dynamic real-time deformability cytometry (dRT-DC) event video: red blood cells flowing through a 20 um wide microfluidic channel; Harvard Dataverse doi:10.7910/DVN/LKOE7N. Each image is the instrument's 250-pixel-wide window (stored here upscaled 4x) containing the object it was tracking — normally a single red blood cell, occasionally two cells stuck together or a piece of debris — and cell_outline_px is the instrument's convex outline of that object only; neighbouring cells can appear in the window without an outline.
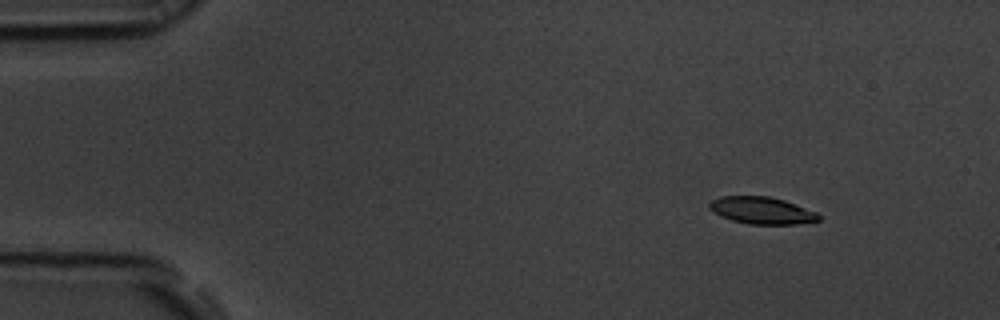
{"species": "common noctule bat (a hibernating species)", "species_latin": "Nyctalus noctula", "temperature_condition": "room temperature", "stored_images_in_passage": 48, "camera_frame_rate_fps": 3000, "um_per_image_px": 0.085, "animal": {"sex": "male", "body_mass_g": 19.5, "forearm_length_mm": 54.6}, "frame": {"image": 1, "passage_image": 1, "time_ms": 0.0, "image_size_px": [1000, 320], "cell_outline_px": [[820, 220], [784, 224], [760, 224], [736, 220], [724, 216], [712, 208], [712, 204], [728, 196], [764, 196], [780, 200], [792, 204], [820, 216]], "centroid_in_image_um": [64.81, 17.89], "position_along_channel_um": 20.2, "area_um2": 15.37}}
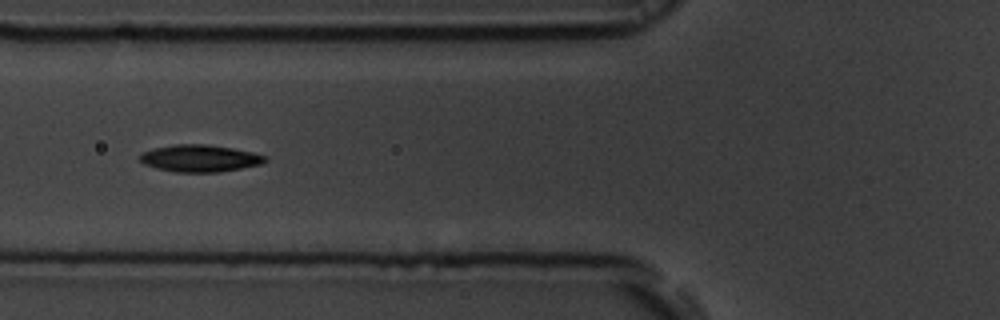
{"frame": {"image": 2, "passage_image": 15, "time_ms": 4.667, "image_size_px": [1000, 320], "cell_outline_px": [[264, 160], [252, 164], [232, 168], [164, 168], [152, 164], [144, 160], [144, 156], [148, 152], [164, 148], [224, 148], [244, 152], [260, 156]], "centroid_in_image_um": [17.04, 13.44], "position_along_channel_um": 108.8, "area_um2": 14.33}}
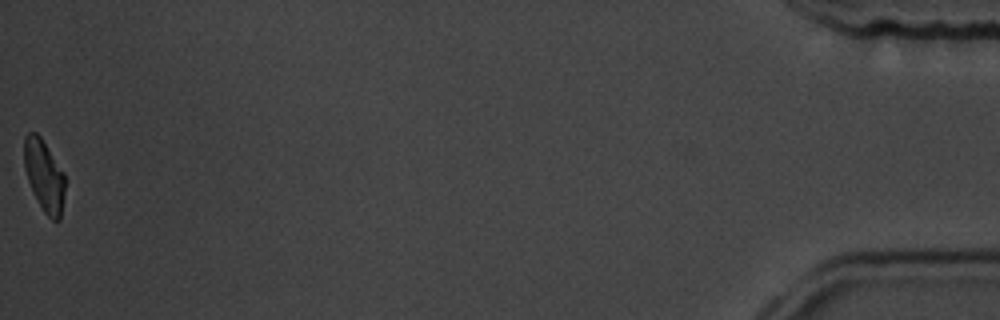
{"frame": {"image": 3, "passage_image": 48, "time_ms": 15.667, "image_size_px": [1000, 320], "cell_outline_px": [[64, 184], [60, 216], [56, 220], [44, 208], [32, 184], [28, 172], [24, 156], [24, 148], [32, 132], [44, 144], [64, 176]], "centroid_in_image_um": [3.79, 14.93], "position_along_channel_um": 431.4, "area_um2": 14.33}, "authors_computed_cell_mechanics": {"area_um2": 15.5193, "velocity_mm_per_s": 3.8409, "shape_relaxation_time_tau1_ms": 3.5042, "shape_relaxation_time_tau2_ms": null, "deformation_change_tau1": 0.1604, "deformation_change_tau2": null}}